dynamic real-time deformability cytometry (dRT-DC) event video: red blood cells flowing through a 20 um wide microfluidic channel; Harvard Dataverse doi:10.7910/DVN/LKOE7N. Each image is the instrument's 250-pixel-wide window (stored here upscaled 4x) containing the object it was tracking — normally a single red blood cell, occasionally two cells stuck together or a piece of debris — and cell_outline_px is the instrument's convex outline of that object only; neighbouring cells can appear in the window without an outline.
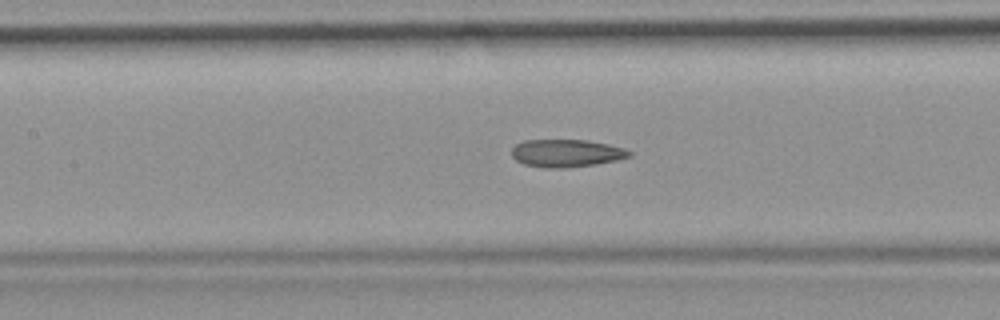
{"species": "common noctule bat (a hibernating species)", "species_latin": "Nyctalus noctula", "temperature_condition": "room temperature", "stored_images_in_passage": 54, "camera_frame_rate_fps": 3000, "um_per_image_px": 0.085, "animal": {"sex": "female", "body_mass_g": 19.9}, "frame": {"image": 1, "passage_image": 24, "time_ms": 7.667, "image_size_px": [1000, 320], "cell_outline_px": [[632, 156], [616, 160], [596, 164], [568, 168], [544, 168], [524, 164], [516, 160], [512, 156], [512, 148], [516, 144], [524, 140], [588, 140], [608, 144], [624, 148], [632, 152]], "centroid_in_image_um": [48.15, 13.02], "position_along_channel_um": 159.3, "area_um2": 19.07}, "authors_computed_cell_mechanics": {"area_um2": 19.5942, "velocity_mm_per_s": 3.7724, "shape_relaxation_time_tau1_ms": null, "shape_relaxation_time_tau2_ms": 3.2229, "deformation_change_tau1": null, "deformation_change_tau2": 0.1131}}